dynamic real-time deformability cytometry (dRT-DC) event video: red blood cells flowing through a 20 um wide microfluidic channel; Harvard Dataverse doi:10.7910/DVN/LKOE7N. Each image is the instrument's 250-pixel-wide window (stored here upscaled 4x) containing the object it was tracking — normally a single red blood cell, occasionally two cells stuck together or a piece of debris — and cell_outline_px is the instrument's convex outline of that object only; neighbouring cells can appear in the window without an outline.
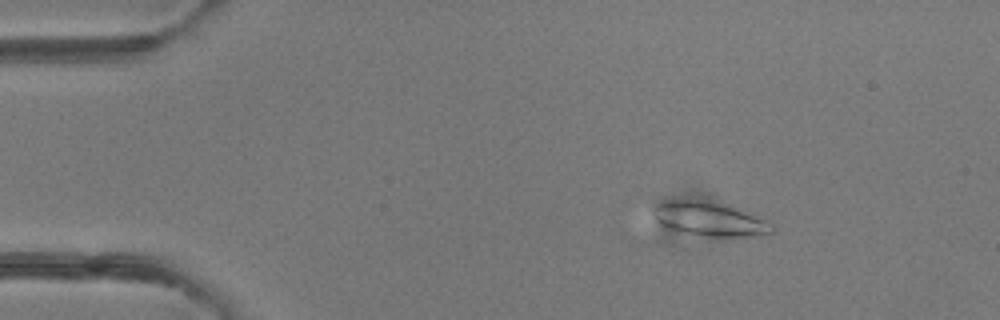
{"species": "common noctule bat (a hibernating species)", "species_latin": "Nyctalus noctula", "temperature_condition": "room temperature", "stored_images_in_passage": 9, "segment_of_instrument_passage": [1, 2], "camera_frame_rate_fps": 3000, "um_per_image_px": 0.085, "animal": {"sex": "female"}, "frame": {"image": 1, "passage_image": 3, "time_ms": 2.333, "image_size_px": [1000, 320], "cell_outline_px": [[776, 228], [772, 232], [760, 236], [688, 252], [648, 244], [656, 204], [664, 196], [716, 196], [772, 224]], "centroid_in_image_um": [59.71, 18.99], "position_along_channel_um": 25.3, "area_um2": 35.89}}